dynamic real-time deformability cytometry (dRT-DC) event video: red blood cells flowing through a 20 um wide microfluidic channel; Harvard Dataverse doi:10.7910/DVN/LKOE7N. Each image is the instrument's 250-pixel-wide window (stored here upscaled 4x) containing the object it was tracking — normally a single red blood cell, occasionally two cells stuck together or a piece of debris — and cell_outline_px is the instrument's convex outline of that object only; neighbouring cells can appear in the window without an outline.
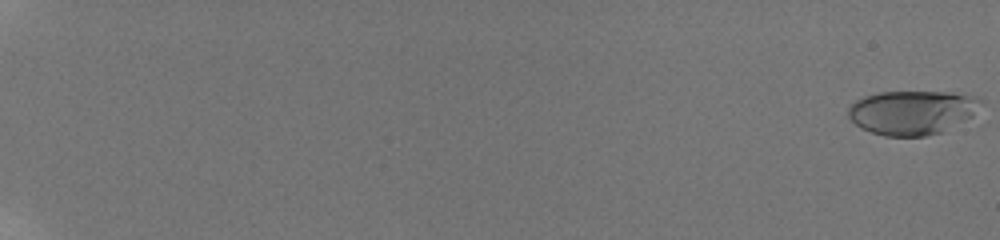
{"species": "human", "species_latin": "Homo sapiens", "temperature_condition": "room temperature", "stored_images_in_passage": 34, "camera_frame_rate_fps": 3000, "um_per_image_px": 0.085, "donor": {"sex": "male"}, "frame": {"image": 1, "passage_image": 1, "time_ms": 0.0, "image_size_px": [1000, 240], "cell_outline_px": [[984, 100], [972, 116], [944, 132], [924, 136], [884, 136], [860, 128], [848, 116], [848, 108], [856, 100], [864, 96], [880, 92], [952, 92], [984, 96]], "centroid_in_image_um": [77.59, 9.54], "position_along_channel_um": 7.4, "area_um2": 34.45}}
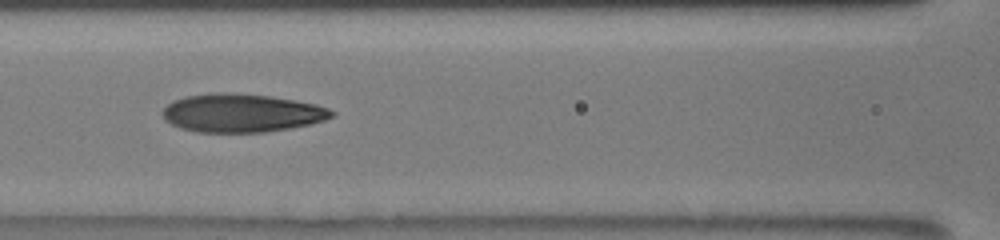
{"frame": {"image": 2, "passage_image": 23, "time_ms": 10.333, "image_size_px": [1000, 240], "cell_outline_px": [[336, 112], [332, 116], [324, 120], [312, 124], [292, 128], [264, 132], [196, 132], [180, 128], [164, 120], [160, 112], [172, 100], [188, 96], [208, 92], [232, 92], [268, 96], [316, 104], [328, 108]], "centroid_in_image_um": [20.5, 9.6], "position_along_channel_um": 146.1, "area_um2": 38.03}}
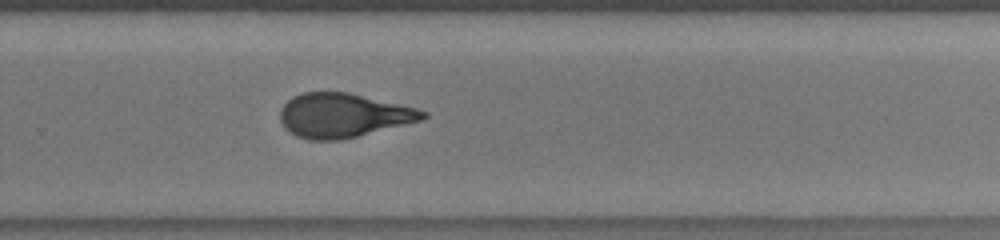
{"frame": {"image": 3, "passage_image": 34, "time_ms": 14.333, "image_size_px": [1000, 240], "cell_outline_px": [[428, 116], [420, 120], [340, 140], [308, 140], [296, 136], [288, 132], [284, 128], [280, 120], [280, 108], [292, 96], [304, 92], [348, 92], [416, 108], [428, 112]], "centroid_in_image_um": [29.1, 9.8], "position_along_channel_um": 300.7, "area_um2": 36.47}}